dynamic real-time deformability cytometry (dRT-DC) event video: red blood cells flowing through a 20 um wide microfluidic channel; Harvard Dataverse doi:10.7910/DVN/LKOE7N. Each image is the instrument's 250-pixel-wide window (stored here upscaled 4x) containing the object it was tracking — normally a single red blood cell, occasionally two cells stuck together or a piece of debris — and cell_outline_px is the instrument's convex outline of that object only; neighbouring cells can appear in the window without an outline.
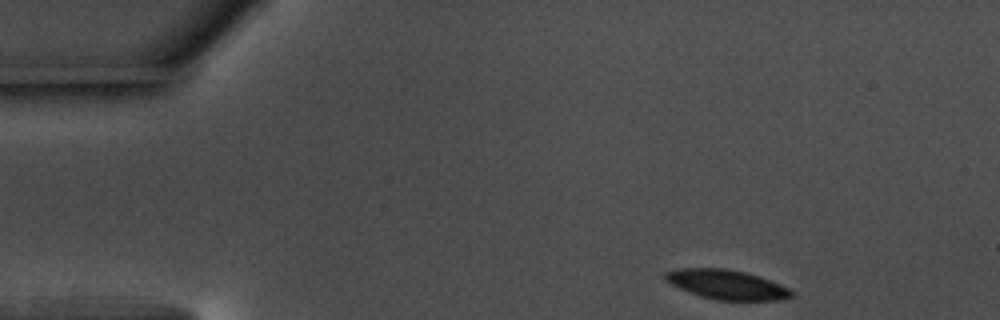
{"species": "common noctule bat (a hibernating species)", "species_latin": "Nyctalus noctula", "temperature_condition": "warm", "stored_images_in_passage": 44, "camera_frame_rate_fps": 3000, "um_per_image_px": 0.085, "animal": {"sex": "male", "body_mass_g": 17.5, "forearm_length_mm": 52.3}, "frame": {"image": 1, "passage_image": 1, "time_ms": 0.0, "image_size_px": [1000, 320], "cell_outline_px": [[792, 296], [780, 300], [716, 300], [700, 296], [688, 292], [664, 280], [664, 272], [676, 268], [728, 268], [744, 272], [780, 284], [788, 288], [792, 292]], "centroid_in_image_um": [61.7, 24.18], "position_along_channel_um": 23.3, "area_um2": 21.56}}
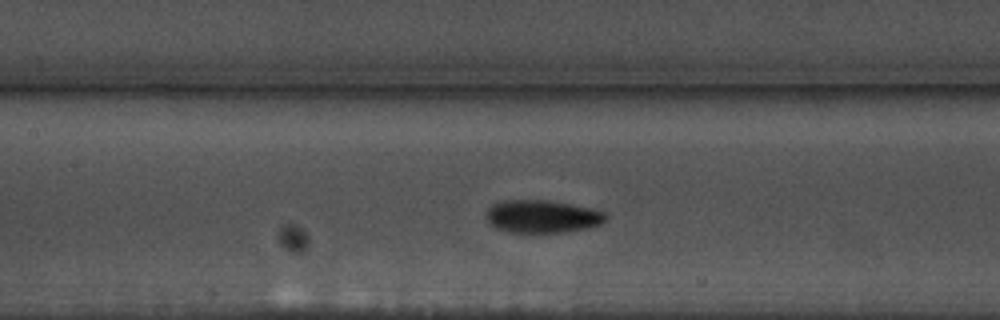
{"frame": {"image": 2, "passage_image": 19, "time_ms": 6.0, "image_size_px": [1000, 320], "cell_outline_px": [[608, 216], [600, 224], [588, 228], [564, 232], [508, 232], [496, 228], [488, 224], [484, 216], [488, 208], [492, 204], [504, 200], [544, 200], [592, 208], [604, 212]], "centroid_in_image_um": [46.03, 18.4], "position_along_channel_um": 161.4, "area_um2": 22.89}}
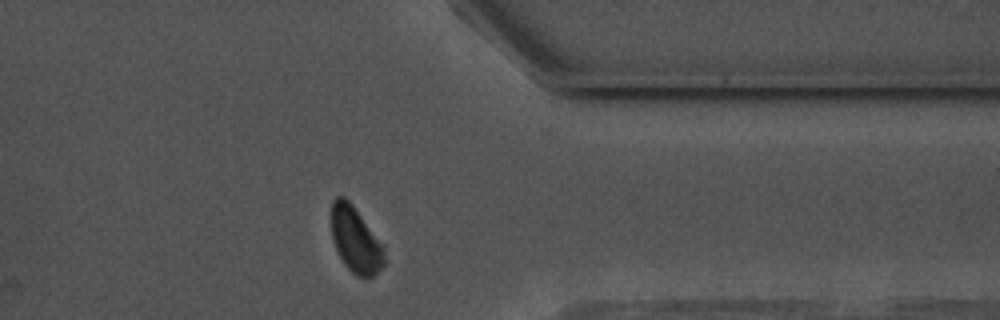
{"frame": {"image": 3, "passage_image": 38, "time_ms": 12.333, "image_size_px": [1000, 320], "cell_outline_px": [[388, 260], [372, 276], [356, 276], [344, 264], [336, 248], [332, 236], [332, 200], [336, 196], [344, 196], [352, 204], [384, 248]], "centroid_in_image_um": [30.23, 20.39], "position_along_channel_um": 381.2, "area_um2": 19.88}, "authors_computed_cell_mechanics": {"area_um2": 22.542, "velocity_mm_per_s": 3.6184, "shape_relaxation_time_tau1_ms": 3.3051, "shape_relaxation_time_tau2_ms": 1.2999, "deformation_change_tau1": 0.1072, "deformation_change_tau2": 0.0559}}